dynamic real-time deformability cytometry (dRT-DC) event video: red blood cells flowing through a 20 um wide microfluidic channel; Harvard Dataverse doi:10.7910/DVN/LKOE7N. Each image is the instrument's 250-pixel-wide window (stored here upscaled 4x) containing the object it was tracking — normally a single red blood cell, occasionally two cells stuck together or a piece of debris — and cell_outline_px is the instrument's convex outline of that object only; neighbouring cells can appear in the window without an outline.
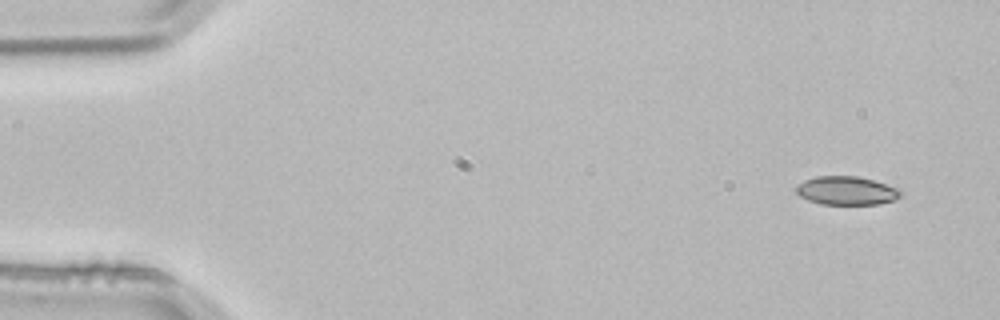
{"species": "common noctule bat (a hibernating species)", "species_latin": "Nyctalus noctula", "temperature_condition": "room temperature", "stored_images_in_passage": 3, "camera_frame_rate_fps": 3000, "um_per_image_px": 0.085, "animal": {"sex": "male", "body_mass_g": 21.5, "forearm_length_mm": 52.0}, "frame": {"image": 1, "passage_image": 1, "time_ms": 0.0, "image_size_px": [1000, 320], "cell_outline_px": [[904, 192], [896, 200], [880, 204], [820, 204], [808, 200], [800, 196], [796, 192], [796, 184], [804, 180], [816, 176], [856, 176], [872, 180], [900, 188]], "centroid_in_image_um": [71.97, 16.21], "position_along_channel_um": 13.0, "area_um2": 17.57}}